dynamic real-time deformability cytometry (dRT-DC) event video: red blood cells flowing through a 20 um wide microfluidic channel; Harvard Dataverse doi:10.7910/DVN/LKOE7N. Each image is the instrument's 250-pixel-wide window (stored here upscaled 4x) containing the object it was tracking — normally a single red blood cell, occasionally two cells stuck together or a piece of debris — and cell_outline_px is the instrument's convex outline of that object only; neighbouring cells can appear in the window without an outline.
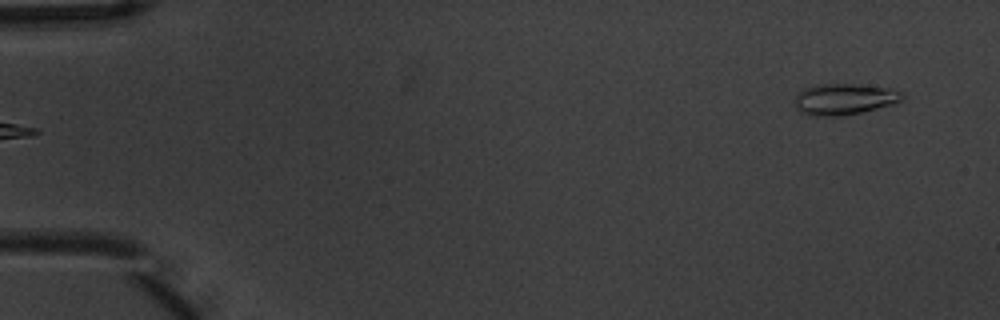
{"species": "common noctule bat (a hibernating species)", "species_latin": "Nyctalus noctula", "temperature_condition": "warm", "stored_images_in_passage": 5, "camera_frame_rate_fps": 3000, "um_per_image_px": 0.085, "animal": {"sex": "male", "body_mass_g": 20.1, "forearm_length_mm": 53.5}, "frame": {"image": 1, "passage_image": 5, "time_ms": 1.333, "image_size_px": [1000, 320], "cell_outline_px": [[904, 96], [896, 104], [844, 116], [808, 116], [800, 112], [796, 108], [796, 96], [800, 88], [816, 84], [860, 84], [892, 88], [904, 92]], "centroid_in_image_um": [71.77, 8.42], "position_along_channel_um": 13.2, "area_um2": 20.06}}